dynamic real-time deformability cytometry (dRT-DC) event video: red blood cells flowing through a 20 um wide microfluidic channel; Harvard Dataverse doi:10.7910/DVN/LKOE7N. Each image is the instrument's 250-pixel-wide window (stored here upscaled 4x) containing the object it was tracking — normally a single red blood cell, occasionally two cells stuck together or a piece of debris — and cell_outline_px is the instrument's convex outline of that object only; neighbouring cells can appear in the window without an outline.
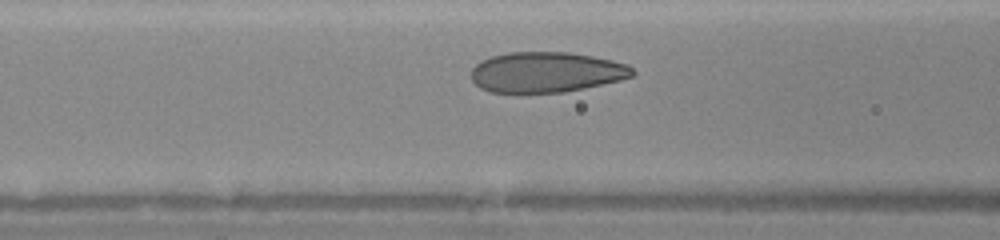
{"species": "human", "species_latin": "Homo sapiens", "temperature_condition": "warm", "stored_images_in_passage": 27, "camera_frame_rate_fps": 3000, "um_per_image_px": 0.085, "donor": {"sex": "female"}, "frame": {"image": 1, "passage_image": 8, "time_ms": 2.333, "image_size_px": [1000, 240], "cell_outline_px": [[636, 72], [632, 76], [620, 80], [584, 88], [564, 92], [492, 92], [480, 88], [472, 80], [472, 68], [480, 60], [492, 56], [508, 52], [568, 52], [592, 56], [612, 60], [628, 64]], "centroid_in_image_um": [46.43, 6.12], "position_along_channel_um": 120.2, "area_um2": 37.92}}
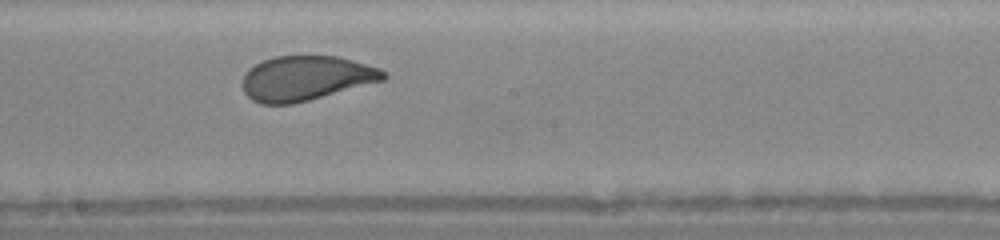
{"frame": {"image": 2, "passage_image": 15, "time_ms": 4.667, "image_size_px": [1000, 240], "cell_outline_px": [[388, 76], [384, 80], [308, 100], [292, 104], [260, 104], [252, 100], [244, 92], [240, 84], [244, 72], [248, 68], [264, 60], [276, 56], [336, 56], [352, 60], [380, 68], [388, 72]], "centroid_in_image_um": [25.97, 6.65], "position_along_channel_um": 222.2, "area_um2": 36.82}}
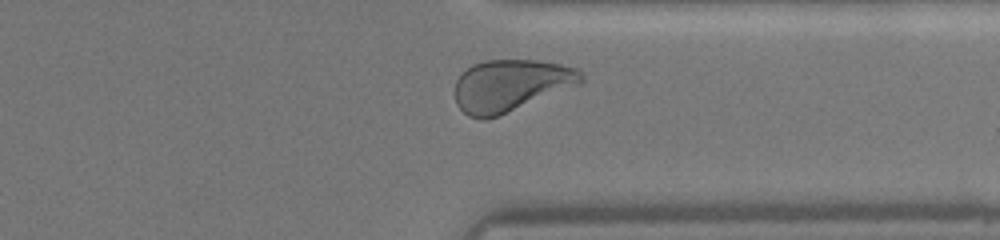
{"frame": {"image": 3, "passage_image": 25, "time_ms": 8.0, "image_size_px": [1000, 240], "cell_outline_px": [[584, 80], [580, 84], [496, 116], [484, 120], [480, 120], [468, 116], [456, 104], [456, 80], [472, 64], [484, 60], [540, 60], [560, 64], [576, 68], [584, 72]], "centroid_in_image_um": [43.42, 7.24], "position_along_channel_um": 368.0, "area_um2": 37.92}}